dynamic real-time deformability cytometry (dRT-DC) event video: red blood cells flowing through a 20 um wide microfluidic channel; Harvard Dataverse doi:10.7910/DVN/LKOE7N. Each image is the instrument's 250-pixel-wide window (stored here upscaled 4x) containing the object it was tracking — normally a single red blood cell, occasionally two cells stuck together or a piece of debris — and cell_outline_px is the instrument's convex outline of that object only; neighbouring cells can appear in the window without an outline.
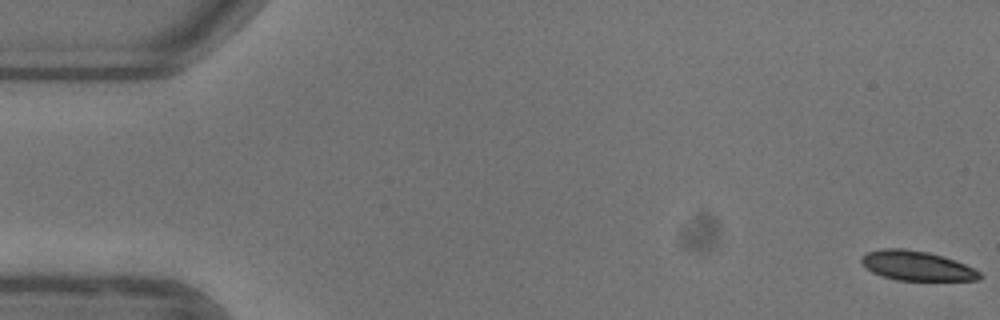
{"species": "common noctule bat (a hibernating species)", "species_latin": "Nyctalus noctula", "temperature_condition": "warm", "stored_images_in_passage": 14, "camera_frame_rate_fps": 3000, "um_per_image_px": 0.085, "animal": {"sex": "female"}, "frame": {"image": 1, "passage_image": 1, "time_ms": 0.0, "image_size_px": [1000, 320], "cell_outline_px": [[984, 276], [980, 280], [896, 280], [872, 272], [860, 260], [860, 256], [868, 252], [880, 248], [904, 248], [928, 252], [944, 256], [964, 264], [980, 272]], "centroid_in_image_um": [77.93, 22.58], "position_along_channel_um": 7.1, "area_um2": 20.35}}